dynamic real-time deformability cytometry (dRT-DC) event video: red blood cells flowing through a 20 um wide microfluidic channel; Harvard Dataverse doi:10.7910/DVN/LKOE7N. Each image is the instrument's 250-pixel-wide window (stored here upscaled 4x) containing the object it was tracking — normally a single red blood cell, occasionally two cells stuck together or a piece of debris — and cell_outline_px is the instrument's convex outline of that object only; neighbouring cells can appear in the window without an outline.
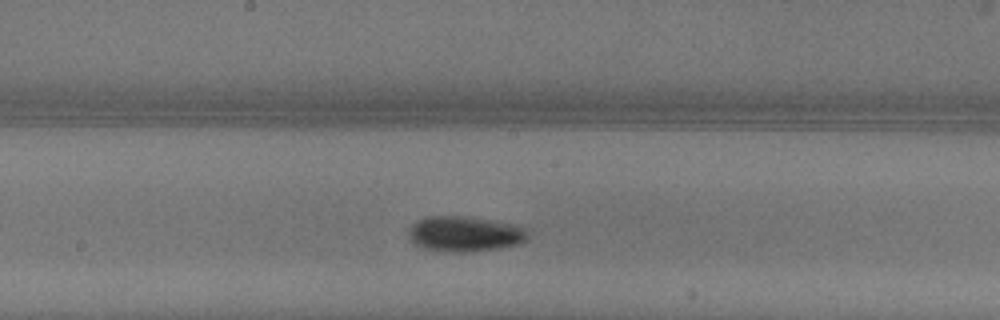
{"species": "common noctule bat (a hibernating species)", "species_latin": "Nyctalus noctula", "temperature_condition": "warm", "stored_images_in_passage": 40, "camera_frame_rate_fps": 3000, "um_per_image_px": 0.085, "animal": {"sex": "female"}, "frame": {"image": 1, "passage_image": 18, "time_ms": 5.667, "image_size_px": [1000, 320], "cell_outline_px": [[528, 236], [520, 244], [500, 248], [468, 252], [440, 252], [420, 248], [408, 236], [408, 228], [416, 220], [428, 216], [464, 216], [512, 224], [528, 228]], "centroid_in_image_um": [39.47, 19.89], "position_along_channel_um": 208.7, "area_um2": 24.85}}